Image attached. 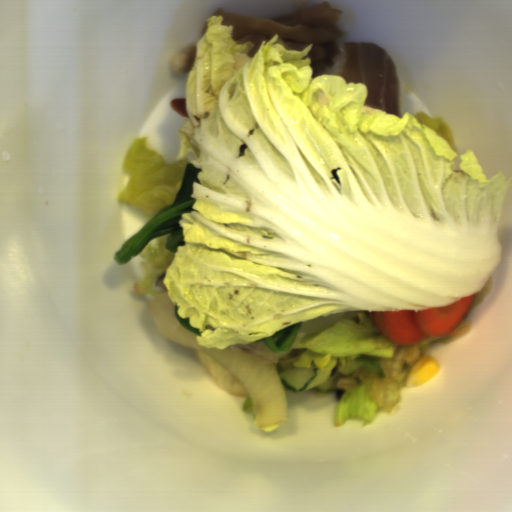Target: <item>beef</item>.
Wrapping results in <instances>:
<instances>
[{"mask_svg": "<svg viewBox=\"0 0 512 512\" xmlns=\"http://www.w3.org/2000/svg\"><path fill=\"white\" fill-rule=\"evenodd\" d=\"M294 13L275 18L248 17L240 13L217 8L212 16H223L222 24L234 29V43H252L249 57H255L261 44L278 35V42L289 50L302 51L313 44L308 59L312 80L333 68V59L341 56L337 40L345 33L338 28L343 10L323 1L310 6L306 1L295 4ZM211 16V17H212Z\"/></svg>", "mask_w": 512, "mask_h": 512, "instance_id": "33117281", "label": "beef"}, {"mask_svg": "<svg viewBox=\"0 0 512 512\" xmlns=\"http://www.w3.org/2000/svg\"><path fill=\"white\" fill-rule=\"evenodd\" d=\"M197 44H186L180 48L170 59L169 66L178 74L189 73L196 59Z\"/></svg>", "mask_w": 512, "mask_h": 512, "instance_id": "835553da", "label": "beef"}]
</instances>
